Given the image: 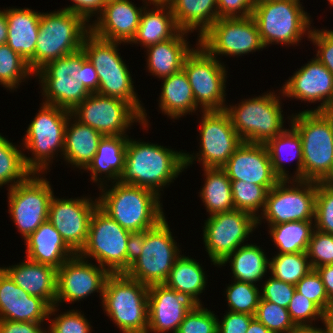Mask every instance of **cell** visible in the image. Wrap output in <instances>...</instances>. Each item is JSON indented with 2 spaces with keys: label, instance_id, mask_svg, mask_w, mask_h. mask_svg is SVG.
Listing matches in <instances>:
<instances>
[{
  "label": "cell",
  "instance_id": "1",
  "mask_svg": "<svg viewBox=\"0 0 333 333\" xmlns=\"http://www.w3.org/2000/svg\"><path fill=\"white\" fill-rule=\"evenodd\" d=\"M184 168V152L128 138L119 182L149 189L160 196L159 189L175 180Z\"/></svg>",
  "mask_w": 333,
  "mask_h": 333
},
{
  "label": "cell",
  "instance_id": "2",
  "mask_svg": "<svg viewBox=\"0 0 333 333\" xmlns=\"http://www.w3.org/2000/svg\"><path fill=\"white\" fill-rule=\"evenodd\" d=\"M102 182L99 187L102 194L96 199L98 207L123 228L130 232H142L155 227L165 218L160 196L155 192L119 181L106 190Z\"/></svg>",
  "mask_w": 333,
  "mask_h": 333
},
{
  "label": "cell",
  "instance_id": "3",
  "mask_svg": "<svg viewBox=\"0 0 333 333\" xmlns=\"http://www.w3.org/2000/svg\"><path fill=\"white\" fill-rule=\"evenodd\" d=\"M120 43L99 38L90 31L83 40L82 49L97 72V93L128 102L142 116V126L146 127V110L141 106L131 74L119 56L117 46Z\"/></svg>",
  "mask_w": 333,
  "mask_h": 333
},
{
  "label": "cell",
  "instance_id": "4",
  "mask_svg": "<svg viewBox=\"0 0 333 333\" xmlns=\"http://www.w3.org/2000/svg\"><path fill=\"white\" fill-rule=\"evenodd\" d=\"M291 118L302 142V180L323 182L333 169V111H302Z\"/></svg>",
  "mask_w": 333,
  "mask_h": 333
},
{
  "label": "cell",
  "instance_id": "5",
  "mask_svg": "<svg viewBox=\"0 0 333 333\" xmlns=\"http://www.w3.org/2000/svg\"><path fill=\"white\" fill-rule=\"evenodd\" d=\"M86 23L82 16L65 9L41 13L34 74L49 62L82 49L83 40L90 32V24Z\"/></svg>",
  "mask_w": 333,
  "mask_h": 333
},
{
  "label": "cell",
  "instance_id": "6",
  "mask_svg": "<svg viewBox=\"0 0 333 333\" xmlns=\"http://www.w3.org/2000/svg\"><path fill=\"white\" fill-rule=\"evenodd\" d=\"M149 287L125 273L106 279L102 305L122 333H147Z\"/></svg>",
  "mask_w": 333,
  "mask_h": 333
},
{
  "label": "cell",
  "instance_id": "7",
  "mask_svg": "<svg viewBox=\"0 0 333 333\" xmlns=\"http://www.w3.org/2000/svg\"><path fill=\"white\" fill-rule=\"evenodd\" d=\"M300 0H256L252 17L265 47L269 44L293 45L306 33L309 35L310 17Z\"/></svg>",
  "mask_w": 333,
  "mask_h": 333
},
{
  "label": "cell",
  "instance_id": "8",
  "mask_svg": "<svg viewBox=\"0 0 333 333\" xmlns=\"http://www.w3.org/2000/svg\"><path fill=\"white\" fill-rule=\"evenodd\" d=\"M279 98L269 92L245 99L238 106L225 107L224 111L242 142L265 144L285 130Z\"/></svg>",
  "mask_w": 333,
  "mask_h": 333
},
{
  "label": "cell",
  "instance_id": "9",
  "mask_svg": "<svg viewBox=\"0 0 333 333\" xmlns=\"http://www.w3.org/2000/svg\"><path fill=\"white\" fill-rule=\"evenodd\" d=\"M70 114L71 111L66 109L42 103L23 138L25 148L30 149L34 156L26 157L24 154L25 165L32 174L46 171L53 155L59 150L63 154L65 127Z\"/></svg>",
  "mask_w": 333,
  "mask_h": 333
},
{
  "label": "cell",
  "instance_id": "10",
  "mask_svg": "<svg viewBox=\"0 0 333 333\" xmlns=\"http://www.w3.org/2000/svg\"><path fill=\"white\" fill-rule=\"evenodd\" d=\"M86 58L80 49L49 62L35 73L42 83L43 103L72 111L91 94L82 84L81 67Z\"/></svg>",
  "mask_w": 333,
  "mask_h": 333
},
{
  "label": "cell",
  "instance_id": "11",
  "mask_svg": "<svg viewBox=\"0 0 333 333\" xmlns=\"http://www.w3.org/2000/svg\"><path fill=\"white\" fill-rule=\"evenodd\" d=\"M130 233L97 207L90 219L86 244L78 254L93 257L110 274L126 273Z\"/></svg>",
  "mask_w": 333,
  "mask_h": 333
},
{
  "label": "cell",
  "instance_id": "12",
  "mask_svg": "<svg viewBox=\"0 0 333 333\" xmlns=\"http://www.w3.org/2000/svg\"><path fill=\"white\" fill-rule=\"evenodd\" d=\"M176 244L166 218L162 219L155 227L146 230L143 251L125 274L148 287L164 284L181 256Z\"/></svg>",
  "mask_w": 333,
  "mask_h": 333
},
{
  "label": "cell",
  "instance_id": "13",
  "mask_svg": "<svg viewBox=\"0 0 333 333\" xmlns=\"http://www.w3.org/2000/svg\"><path fill=\"white\" fill-rule=\"evenodd\" d=\"M197 45V49H192L183 63L195 103L197 106L201 105L203 111L224 110L227 78L225 66L199 43Z\"/></svg>",
  "mask_w": 333,
  "mask_h": 333
},
{
  "label": "cell",
  "instance_id": "14",
  "mask_svg": "<svg viewBox=\"0 0 333 333\" xmlns=\"http://www.w3.org/2000/svg\"><path fill=\"white\" fill-rule=\"evenodd\" d=\"M289 181L291 184L296 182L294 188L287 185ZM292 181L280 180L268 191L266 204L261 212L268 225L315 218L316 182L300 179Z\"/></svg>",
  "mask_w": 333,
  "mask_h": 333
},
{
  "label": "cell",
  "instance_id": "15",
  "mask_svg": "<svg viewBox=\"0 0 333 333\" xmlns=\"http://www.w3.org/2000/svg\"><path fill=\"white\" fill-rule=\"evenodd\" d=\"M36 175L30 174L8 192L9 213L25 240L48 220L49 204L54 194L50 182L40 174Z\"/></svg>",
  "mask_w": 333,
  "mask_h": 333
},
{
  "label": "cell",
  "instance_id": "16",
  "mask_svg": "<svg viewBox=\"0 0 333 333\" xmlns=\"http://www.w3.org/2000/svg\"><path fill=\"white\" fill-rule=\"evenodd\" d=\"M212 56L243 55L263 49L258 27L252 16L219 18L198 39Z\"/></svg>",
  "mask_w": 333,
  "mask_h": 333
},
{
  "label": "cell",
  "instance_id": "17",
  "mask_svg": "<svg viewBox=\"0 0 333 333\" xmlns=\"http://www.w3.org/2000/svg\"><path fill=\"white\" fill-rule=\"evenodd\" d=\"M82 124L100 132L103 136H127L131 123L136 120L142 124V116L128 103L118 98L91 93L72 111Z\"/></svg>",
  "mask_w": 333,
  "mask_h": 333
},
{
  "label": "cell",
  "instance_id": "18",
  "mask_svg": "<svg viewBox=\"0 0 333 333\" xmlns=\"http://www.w3.org/2000/svg\"><path fill=\"white\" fill-rule=\"evenodd\" d=\"M199 153L194 157L185 153V167L197 157L203 168H222L242 143L224 111H202ZM199 156V157H198Z\"/></svg>",
  "mask_w": 333,
  "mask_h": 333
},
{
  "label": "cell",
  "instance_id": "19",
  "mask_svg": "<svg viewBox=\"0 0 333 333\" xmlns=\"http://www.w3.org/2000/svg\"><path fill=\"white\" fill-rule=\"evenodd\" d=\"M256 226L257 218L237 209L210 215L204 224L203 239L213 264L219 265L240 247Z\"/></svg>",
  "mask_w": 333,
  "mask_h": 333
},
{
  "label": "cell",
  "instance_id": "20",
  "mask_svg": "<svg viewBox=\"0 0 333 333\" xmlns=\"http://www.w3.org/2000/svg\"><path fill=\"white\" fill-rule=\"evenodd\" d=\"M85 260L76 253L57 269L55 307H58V302L72 303L95 292H99L102 298L110 273L102 266L98 267Z\"/></svg>",
  "mask_w": 333,
  "mask_h": 333
},
{
  "label": "cell",
  "instance_id": "21",
  "mask_svg": "<svg viewBox=\"0 0 333 333\" xmlns=\"http://www.w3.org/2000/svg\"><path fill=\"white\" fill-rule=\"evenodd\" d=\"M97 207L98 201L86 197L59 199L53 195L50 200L48 221L75 253L86 244L90 219Z\"/></svg>",
  "mask_w": 333,
  "mask_h": 333
},
{
  "label": "cell",
  "instance_id": "22",
  "mask_svg": "<svg viewBox=\"0 0 333 333\" xmlns=\"http://www.w3.org/2000/svg\"><path fill=\"white\" fill-rule=\"evenodd\" d=\"M201 305L191 295L175 291L165 284L149 286L147 333H177L179 325L189 311Z\"/></svg>",
  "mask_w": 333,
  "mask_h": 333
},
{
  "label": "cell",
  "instance_id": "23",
  "mask_svg": "<svg viewBox=\"0 0 333 333\" xmlns=\"http://www.w3.org/2000/svg\"><path fill=\"white\" fill-rule=\"evenodd\" d=\"M231 181L264 186L268 191L280 178L274 173L265 144L242 142L222 167Z\"/></svg>",
  "mask_w": 333,
  "mask_h": 333
},
{
  "label": "cell",
  "instance_id": "24",
  "mask_svg": "<svg viewBox=\"0 0 333 333\" xmlns=\"http://www.w3.org/2000/svg\"><path fill=\"white\" fill-rule=\"evenodd\" d=\"M281 92L286 97L311 103L323 101L316 109L305 111H333V75L316 58L296 71Z\"/></svg>",
  "mask_w": 333,
  "mask_h": 333
},
{
  "label": "cell",
  "instance_id": "25",
  "mask_svg": "<svg viewBox=\"0 0 333 333\" xmlns=\"http://www.w3.org/2000/svg\"><path fill=\"white\" fill-rule=\"evenodd\" d=\"M57 308L20 288L0 267V319L14 322H43Z\"/></svg>",
  "mask_w": 333,
  "mask_h": 333
},
{
  "label": "cell",
  "instance_id": "26",
  "mask_svg": "<svg viewBox=\"0 0 333 333\" xmlns=\"http://www.w3.org/2000/svg\"><path fill=\"white\" fill-rule=\"evenodd\" d=\"M143 9L129 0H108L90 31L97 37L130 43L135 37Z\"/></svg>",
  "mask_w": 333,
  "mask_h": 333
},
{
  "label": "cell",
  "instance_id": "27",
  "mask_svg": "<svg viewBox=\"0 0 333 333\" xmlns=\"http://www.w3.org/2000/svg\"><path fill=\"white\" fill-rule=\"evenodd\" d=\"M9 277L31 296L44 299L51 307L55 305L57 269L51 265L26 261L2 268Z\"/></svg>",
  "mask_w": 333,
  "mask_h": 333
},
{
  "label": "cell",
  "instance_id": "28",
  "mask_svg": "<svg viewBox=\"0 0 333 333\" xmlns=\"http://www.w3.org/2000/svg\"><path fill=\"white\" fill-rule=\"evenodd\" d=\"M8 37L6 44L20 54L34 73V54L39 33L41 12L32 9L6 10Z\"/></svg>",
  "mask_w": 333,
  "mask_h": 333
},
{
  "label": "cell",
  "instance_id": "29",
  "mask_svg": "<svg viewBox=\"0 0 333 333\" xmlns=\"http://www.w3.org/2000/svg\"><path fill=\"white\" fill-rule=\"evenodd\" d=\"M25 241L28 260L51 265L56 269L76 254L48 220L42 223Z\"/></svg>",
  "mask_w": 333,
  "mask_h": 333
},
{
  "label": "cell",
  "instance_id": "30",
  "mask_svg": "<svg viewBox=\"0 0 333 333\" xmlns=\"http://www.w3.org/2000/svg\"><path fill=\"white\" fill-rule=\"evenodd\" d=\"M186 33L180 30L173 38L146 47L149 72L163 79L183 69L184 60L193 49L184 38Z\"/></svg>",
  "mask_w": 333,
  "mask_h": 333
},
{
  "label": "cell",
  "instance_id": "31",
  "mask_svg": "<svg viewBox=\"0 0 333 333\" xmlns=\"http://www.w3.org/2000/svg\"><path fill=\"white\" fill-rule=\"evenodd\" d=\"M71 118L70 114L65 127L63 158L78 168L86 169L96 154L99 141L104 136L76 119L72 124Z\"/></svg>",
  "mask_w": 333,
  "mask_h": 333
},
{
  "label": "cell",
  "instance_id": "32",
  "mask_svg": "<svg viewBox=\"0 0 333 333\" xmlns=\"http://www.w3.org/2000/svg\"><path fill=\"white\" fill-rule=\"evenodd\" d=\"M154 6L157 9L151 11L143 8L136 35L130 43H140L148 47L173 38L181 30L175 22L169 4Z\"/></svg>",
  "mask_w": 333,
  "mask_h": 333
},
{
  "label": "cell",
  "instance_id": "33",
  "mask_svg": "<svg viewBox=\"0 0 333 333\" xmlns=\"http://www.w3.org/2000/svg\"><path fill=\"white\" fill-rule=\"evenodd\" d=\"M128 136H104L98 143V148L92 162L85 170L91 171V180L100 182L98 174L105 173L107 180L118 182L124 171L126 145ZM99 179V180H98Z\"/></svg>",
  "mask_w": 333,
  "mask_h": 333
},
{
  "label": "cell",
  "instance_id": "34",
  "mask_svg": "<svg viewBox=\"0 0 333 333\" xmlns=\"http://www.w3.org/2000/svg\"><path fill=\"white\" fill-rule=\"evenodd\" d=\"M177 26L186 32L199 29V37L219 19L217 0H171Z\"/></svg>",
  "mask_w": 333,
  "mask_h": 333
},
{
  "label": "cell",
  "instance_id": "35",
  "mask_svg": "<svg viewBox=\"0 0 333 333\" xmlns=\"http://www.w3.org/2000/svg\"><path fill=\"white\" fill-rule=\"evenodd\" d=\"M162 80L164 82L159 107L164 114L179 119V117L197 110L198 106L195 103L192 88L183 69Z\"/></svg>",
  "mask_w": 333,
  "mask_h": 333
},
{
  "label": "cell",
  "instance_id": "36",
  "mask_svg": "<svg viewBox=\"0 0 333 333\" xmlns=\"http://www.w3.org/2000/svg\"><path fill=\"white\" fill-rule=\"evenodd\" d=\"M228 261L231 263L234 280L255 283V285L270 267V259L268 260L263 250L254 244H243L238 247L219 266H223Z\"/></svg>",
  "mask_w": 333,
  "mask_h": 333
},
{
  "label": "cell",
  "instance_id": "37",
  "mask_svg": "<svg viewBox=\"0 0 333 333\" xmlns=\"http://www.w3.org/2000/svg\"><path fill=\"white\" fill-rule=\"evenodd\" d=\"M265 145L269 153L272 169L274 173L280 178V180L283 179L288 180L290 178L288 177V174L286 173L287 171L282 163L284 160L283 155L287 151H289L288 152L289 157L287 155L285 156H287L289 160L297 158L296 173L295 176L293 177V180L294 178L295 180L296 179L302 180V166H303L302 142L299 133L292 125L290 130L285 129L282 133L276 135L274 138L269 139L265 143ZM282 152H284V154H282Z\"/></svg>",
  "mask_w": 333,
  "mask_h": 333
},
{
  "label": "cell",
  "instance_id": "38",
  "mask_svg": "<svg viewBox=\"0 0 333 333\" xmlns=\"http://www.w3.org/2000/svg\"><path fill=\"white\" fill-rule=\"evenodd\" d=\"M205 184L200 197L209 215L235 209L231 180L223 168H204Z\"/></svg>",
  "mask_w": 333,
  "mask_h": 333
},
{
  "label": "cell",
  "instance_id": "39",
  "mask_svg": "<svg viewBox=\"0 0 333 333\" xmlns=\"http://www.w3.org/2000/svg\"><path fill=\"white\" fill-rule=\"evenodd\" d=\"M206 279L199 262L181 255L174 263L164 284L175 291L191 295L201 304L198 295L205 290Z\"/></svg>",
  "mask_w": 333,
  "mask_h": 333
},
{
  "label": "cell",
  "instance_id": "40",
  "mask_svg": "<svg viewBox=\"0 0 333 333\" xmlns=\"http://www.w3.org/2000/svg\"><path fill=\"white\" fill-rule=\"evenodd\" d=\"M313 220L291 221L269 225L270 235L279 249V253L307 252L309 241L315 229Z\"/></svg>",
  "mask_w": 333,
  "mask_h": 333
},
{
  "label": "cell",
  "instance_id": "41",
  "mask_svg": "<svg viewBox=\"0 0 333 333\" xmlns=\"http://www.w3.org/2000/svg\"><path fill=\"white\" fill-rule=\"evenodd\" d=\"M30 174L32 173L25 165L21 150L0 134V187L11 183L9 188H13Z\"/></svg>",
  "mask_w": 333,
  "mask_h": 333
},
{
  "label": "cell",
  "instance_id": "42",
  "mask_svg": "<svg viewBox=\"0 0 333 333\" xmlns=\"http://www.w3.org/2000/svg\"><path fill=\"white\" fill-rule=\"evenodd\" d=\"M307 252L282 253L270 260L271 275L280 281L296 285L311 270Z\"/></svg>",
  "mask_w": 333,
  "mask_h": 333
},
{
  "label": "cell",
  "instance_id": "43",
  "mask_svg": "<svg viewBox=\"0 0 333 333\" xmlns=\"http://www.w3.org/2000/svg\"><path fill=\"white\" fill-rule=\"evenodd\" d=\"M34 74L28 62L13 51L7 44L0 45V84L10 89L17 88L19 82Z\"/></svg>",
  "mask_w": 333,
  "mask_h": 333
},
{
  "label": "cell",
  "instance_id": "44",
  "mask_svg": "<svg viewBox=\"0 0 333 333\" xmlns=\"http://www.w3.org/2000/svg\"><path fill=\"white\" fill-rule=\"evenodd\" d=\"M231 190L235 209L247 212L257 218V224L262 220L256 211L264 210L268 190L261 185L243 181H231ZM261 218V220L259 219Z\"/></svg>",
  "mask_w": 333,
  "mask_h": 333
},
{
  "label": "cell",
  "instance_id": "45",
  "mask_svg": "<svg viewBox=\"0 0 333 333\" xmlns=\"http://www.w3.org/2000/svg\"><path fill=\"white\" fill-rule=\"evenodd\" d=\"M260 292L255 284L235 280L227 287L225 293L230 307L228 311L254 316L261 298Z\"/></svg>",
  "mask_w": 333,
  "mask_h": 333
},
{
  "label": "cell",
  "instance_id": "46",
  "mask_svg": "<svg viewBox=\"0 0 333 333\" xmlns=\"http://www.w3.org/2000/svg\"><path fill=\"white\" fill-rule=\"evenodd\" d=\"M254 317L272 333H290L296 326L287 308L260 299Z\"/></svg>",
  "mask_w": 333,
  "mask_h": 333
},
{
  "label": "cell",
  "instance_id": "47",
  "mask_svg": "<svg viewBox=\"0 0 333 333\" xmlns=\"http://www.w3.org/2000/svg\"><path fill=\"white\" fill-rule=\"evenodd\" d=\"M287 310L296 327H312L311 322L318 318L322 320V323H327V315L314 302L297 291H295Z\"/></svg>",
  "mask_w": 333,
  "mask_h": 333
},
{
  "label": "cell",
  "instance_id": "48",
  "mask_svg": "<svg viewBox=\"0 0 333 333\" xmlns=\"http://www.w3.org/2000/svg\"><path fill=\"white\" fill-rule=\"evenodd\" d=\"M296 291L314 302L326 315L333 310V303L329 300L321 276L312 269L296 285Z\"/></svg>",
  "mask_w": 333,
  "mask_h": 333
},
{
  "label": "cell",
  "instance_id": "49",
  "mask_svg": "<svg viewBox=\"0 0 333 333\" xmlns=\"http://www.w3.org/2000/svg\"><path fill=\"white\" fill-rule=\"evenodd\" d=\"M314 223L315 229L333 234V191L322 182H316Z\"/></svg>",
  "mask_w": 333,
  "mask_h": 333
},
{
  "label": "cell",
  "instance_id": "50",
  "mask_svg": "<svg viewBox=\"0 0 333 333\" xmlns=\"http://www.w3.org/2000/svg\"><path fill=\"white\" fill-rule=\"evenodd\" d=\"M218 320L213 312L201 304L187 313L177 333H217Z\"/></svg>",
  "mask_w": 333,
  "mask_h": 333
},
{
  "label": "cell",
  "instance_id": "51",
  "mask_svg": "<svg viewBox=\"0 0 333 333\" xmlns=\"http://www.w3.org/2000/svg\"><path fill=\"white\" fill-rule=\"evenodd\" d=\"M307 255L312 269L333 264V234L314 229Z\"/></svg>",
  "mask_w": 333,
  "mask_h": 333
},
{
  "label": "cell",
  "instance_id": "52",
  "mask_svg": "<svg viewBox=\"0 0 333 333\" xmlns=\"http://www.w3.org/2000/svg\"><path fill=\"white\" fill-rule=\"evenodd\" d=\"M80 311L70 310L50 320L48 333H91V325Z\"/></svg>",
  "mask_w": 333,
  "mask_h": 333
},
{
  "label": "cell",
  "instance_id": "53",
  "mask_svg": "<svg viewBox=\"0 0 333 333\" xmlns=\"http://www.w3.org/2000/svg\"><path fill=\"white\" fill-rule=\"evenodd\" d=\"M267 280L261 289L260 299L287 308L296 291L295 285L280 281L273 276Z\"/></svg>",
  "mask_w": 333,
  "mask_h": 333
},
{
  "label": "cell",
  "instance_id": "54",
  "mask_svg": "<svg viewBox=\"0 0 333 333\" xmlns=\"http://www.w3.org/2000/svg\"><path fill=\"white\" fill-rule=\"evenodd\" d=\"M314 45L319 47L316 54L318 59L333 75V30H311L307 36Z\"/></svg>",
  "mask_w": 333,
  "mask_h": 333
},
{
  "label": "cell",
  "instance_id": "55",
  "mask_svg": "<svg viewBox=\"0 0 333 333\" xmlns=\"http://www.w3.org/2000/svg\"><path fill=\"white\" fill-rule=\"evenodd\" d=\"M256 0H217L219 18L248 17Z\"/></svg>",
  "mask_w": 333,
  "mask_h": 333
},
{
  "label": "cell",
  "instance_id": "56",
  "mask_svg": "<svg viewBox=\"0 0 333 333\" xmlns=\"http://www.w3.org/2000/svg\"><path fill=\"white\" fill-rule=\"evenodd\" d=\"M253 315L246 313L226 312L223 320H218L217 333H246Z\"/></svg>",
  "mask_w": 333,
  "mask_h": 333
},
{
  "label": "cell",
  "instance_id": "57",
  "mask_svg": "<svg viewBox=\"0 0 333 333\" xmlns=\"http://www.w3.org/2000/svg\"><path fill=\"white\" fill-rule=\"evenodd\" d=\"M71 1H73L75 4L62 9L72 11L73 13L82 16L87 22H90L89 21L90 17L98 12L101 13L108 0H71Z\"/></svg>",
  "mask_w": 333,
  "mask_h": 333
},
{
  "label": "cell",
  "instance_id": "58",
  "mask_svg": "<svg viewBox=\"0 0 333 333\" xmlns=\"http://www.w3.org/2000/svg\"><path fill=\"white\" fill-rule=\"evenodd\" d=\"M42 322H14L0 319V333H47Z\"/></svg>",
  "mask_w": 333,
  "mask_h": 333
},
{
  "label": "cell",
  "instance_id": "59",
  "mask_svg": "<svg viewBox=\"0 0 333 333\" xmlns=\"http://www.w3.org/2000/svg\"><path fill=\"white\" fill-rule=\"evenodd\" d=\"M145 238L146 230L142 232L130 233L127 242V270L141 255Z\"/></svg>",
  "mask_w": 333,
  "mask_h": 333
},
{
  "label": "cell",
  "instance_id": "60",
  "mask_svg": "<svg viewBox=\"0 0 333 333\" xmlns=\"http://www.w3.org/2000/svg\"><path fill=\"white\" fill-rule=\"evenodd\" d=\"M82 84L90 93H97L99 79L93 64L86 58L81 67Z\"/></svg>",
  "mask_w": 333,
  "mask_h": 333
},
{
  "label": "cell",
  "instance_id": "61",
  "mask_svg": "<svg viewBox=\"0 0 333 333\" xmlns=\"http://www.w3.org/2000/svg\"><path fill=\"white\" fill-rule=\"evenodd\" d=\"M316 271L321 276L329 300L333 303V264L320 266Z\"/></svg>",
  "mask_w": 333,
  "mask_h": 333
},
{
  "label": "cell",
  "instance_id": "62",
  "mask_svg": "<svg viewBox=\"0 0 333 333\" xmlns=\"http://www.w3.org/2000/svg\"><path fill=\"white\" fill-rule=\"evenodd\" d=\"M8 37V26H7V17L6 10H0V45L6 44Z\"/></svg>",
  "mask_w": 333,
  "mask_h": 333
},
{
  "label": "cell",
  "instance_id": "63",
  "mask_svg": "<svg viewBox=\"0 0 333 333\" xmlns=\"http://www.w3.org/2000/svg\"><path fill=\"white\" fill-rule=\"evenodd\" d=\"M324 325H325L324 329L316 328L314 326H312V327H296L290 333H331L330 327L327 325V323H325Z\"/></svg>",
  "mask_w": 333,
  "mask_h": 333
},
{
  "label": "cell",
  "instance_id": "64",
  "mask_svg": "<svg viewBox=\"0 0 333 333\" xmlns=\"http://www.w3.org/2000/svg\"><path fill=\"white\" fill-rule=\"evenodd\" d=\"M246 333H272V332L254 317L251 320L249 328L247 329Z\"/></svg>",
  "mask_w": 333,
  "mask_h": 333
},
{
  "label": "cell",
  "instance_id": "65",
  "mask_svg": "<svg viewBox=\"0 0 333 333\" xmlns=\"http://www.w3.org/2000/svg\"><path fill=\"white\" fill-rule=\"evenodd\" d=\"M327 188L333 191V169L331 173L322 182Z\"/></svg>",
  "mask_w": 333,
  "mask_h": 333
},
{
  "label": "cell",
  "instance_id": "66",
  "mask_svg": "<svg viewBox=\"0 0 333 333\" xmlns=\"http://www.w3.org/2000/svg\"><path fill=\"white\" fill-rule=\"evenodd\" d=\"M327 325L330 327L331 333H333V310L327 315Z\"/></svg>",
  "mask_w": 333,
  "mask_h": 333
},
{
  "label": "cell",
  "instance_id": "67",
  "mask_svg": "<svg viewBox=\"0 0 333 333\" xmlns=\"http://www.w3.org/2000/svg\"><path fill=\"white\" fill-rule=\"evenodd\" d=\"M147 1V0H146ZM171 0H148V3L154 4H169Z\"/></svg>",
  "mask_w": 333,
  "mask_h": 333
},
{
  "label": "cell",
  "instance_id": "68",
  "mask_svg": "<svg viewBox=\"0 0 333 333\" xmlns=\"http://www.w3.org/2000/svg\"><path fill=\"white\" fill-rule=\"evenodd\" d=\"M328 1L330 2L329 4L333 6V0H328Z\"/></svg>",
  "mask_w": 333,
  "mask_h": 333
}]
</instances>
